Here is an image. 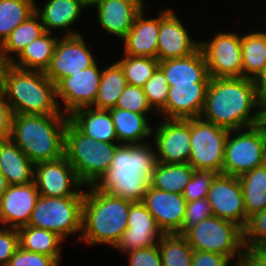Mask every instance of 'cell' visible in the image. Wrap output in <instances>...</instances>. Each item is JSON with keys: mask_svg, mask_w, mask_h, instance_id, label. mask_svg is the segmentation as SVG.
<instances>
[{"mask_svg": "<svg viewBox=\"0 0 266 266\" xmlns=\"http://www.w3.org/2000/svg\"><path fill=\"white\" fill-rule=\"evenodd\" d=\"M200 118L229 131L262 122V104L252 79L210 78Z\"/></svg>", "mask_w": 266, "mask_h": 266, "instance_id": "6da1fadb", "label": "cell"}, {"mask_svg": "<svg viewBox=\"0 0 266 266\" xmlns=\"http://www.w3.org/2000/svg\"><path fill=\"white\" fill-rule=\"evenodd\" d=\"M149 143L120 144L109 169L92 186L133 203L142 202L157 164L155 145Z\"/></svg>", "mask_w": 266, "mask_h": 266, "instance_id": "7a4b0ae2", "label": "cell"}, {"mask_svg": "<svg viewBox=\"0 0 266 266\" xmlns=\"http://www.w3.org/2000/svg\"><path fill=\"white\" fill-rule=\"evenodd\" d=\"M0 88L13 115H67L61 112L56 85L45 72L0 64Z\"/></svg>", "mask_w": 266, "mask_h": 266, "instance_id": "3957f363", "label": "cell"}, {"mask_svg": "<svg viewBox=\"0 0 266 266\" xmlns=\"http://www.w3.org/2000/svg\"><path fill=\"white\" fill-rule=\"evenodd\" d=\"M68 115L14 114L10 139L34 164L64 156Z\"/></svg>", "mask_w": 266, "mask_h": 266, "instance_id": "277c9868", "label": "cell"}, {"mask_svg": "<svg viewBox=\"0 0 266 266\" xmlns=\"http://www.w3.org/2000/svg\"><path fill=\"white\" fill-rule=\"evenodd\" d=\"M82 206V232L84 244H109L112 248L127 229L130 206L133 202L87 186Z\"/></svg>", "mask_w": 266, "mask_h": 266, "instance_id": "5b68a950", "label": "cell"}, {"mask_svg": "<svg viewBox=\"0 0 266 266\" xmlns=\"http://www.w3.org/2000/svg\"><path fill=\"white\" fill-rule=\"evenodd\" d=\"M119 143L97 142L70 121L65 130L64 156L84 186L93 185L110 167Z\"/></svg>", "mask_w": 266, "mask_h": 266, "instance_id": "8992f818", "label": "cell"}, {"mask_svg": "<svg viewBox=\"0 0 266 266\" xmlns=\"http://www.w3.org/2000/svg\"><path fill=\"white\" fill-rule=\"evenodd\" d=\"M266 164V130L258 125L229 131L222 174L239 177Z\"/></svg>", "mask_w": 266, "mask_h": 266, "instance_id": "52a82bcc", "label": "cell"}, {"mask_svg": "<svg viewBox=\"0 0 266 266\" xmlns=\"http://www.w3.org/2000/svg\"><path fill=\"white\" fill-rule=\"evenodd\" d=\"M83 200L84 197H45L40 195L28 226L52 231L63 240L78 233L79 241L82 232Z\"/></svg>", "mask_w": 266, "mask_h": 266, "instance_id": "ba28073f", "label": "cell"}, {"mask_svg": "<svg viewBox=\"0 0 266 266\" xmlns=\"http://www.w3.org/2000/svg\"><path fill=\"white\" fill-rule=\"evenodd\" d=\"M182 236L193 250L218 253L232 261L240 255L244 247L243 229L217 216L204 219Z\"/></svg>", "mask_w": 266, "mask_h": 266, "instance_id": "9c48e42d", "label": "cell"}, {"mask_svg": "<svg viewBox=\"0 0 266 266\" xmlns=\"http://www.w3.org/2000/svg\"><path fill=\"white\" fill-rule=\"evenodd\" d=\"M229 130L202 118H190L191 153L188 163L195 170L222 174L226 137Z\"/></svg>", "mask_w": 266, "mask_h": 266, "instance_id": "30bf717a", "label": "cell"}, {"mask_svg": "<svg viewBox=\"0 0 266 266\" xmlns=\"http://www.w3.org/2000/svg\"><path fill=\"white\" fill-rule=\"evenodd\" d=\"M211 78L242 77L241 35L216 32L211 39L200 40Z\"/></svg>", "mask_w": 266, "mask_h": 266, "instance_id": "8fae6325", "label": "cell"}, {"mask_svg": "<svg viewBox=\"0 0 266 266\" xmlns=\"http://www.w3.org/2000/svg\"><path fill=\"white\" fill-rule=\"evenodd\" d=\"M34 182L45 197H84L85 187L65 156L34 165ZM80 187L81 190L79 189Z\"/></svg>", "mask_w": 266, "mask_h": 266, "instance_id": "7c38bea8", "label": "cell"}, {"mask_svg": "<svg viewBox=\"0 0 266 266\" xmlns=\"http://www.w3.org/2000/svg\"><path fill=\"white\" fill-rule=\"evenodd\" d=\"M98 64L96 61L92 66L67 76L56 84V98L57 101L60 100L58 105L62 113L69 115L76 109L90 107L94 103L102 74V68Z\"/></svg>", "mask_w": 266, "mask_h": 266, "instance_id": "4fadbf2b", "label": "cell"}, {"mask_svg": "<svg viewBox=\"0 0 266 266\" xmlns=\"http://www.w3.org/2000/svg\"><path fill=\"white\" fill-rule=\"evenodd\" d=\"M80 33L60 36L46 76L56 85L61 79L92 66L96 58Z\"/></svg>", "mask_w": 266, "mask_h": 266, "instance_id": "5bb4252c", "label": "cell"}, {"mask_svg": "<svg viewBox=\"0 0 266 266\" xmlns=\"http://www.w3.org/2000/svg\"><path fill=\"white\" fill-rule=\"evenodd\" d=\"M153 127L157 162L188 163L191 153L190 119H163Z\"/></svg>", "mask_w": 266, "mask_h": 266, "instance_id": "9a60e30c", "label": "cell"}, {"mask_svg": "<svg viewBox=\"0 0 266 266\" xmlns=\"http://www.w3.org/2000/svg\"><path fill=\"white\" fill-rule=\"evenodd\" d=\"M207 200L214 216L231 221L242 229L246 227L249 218L238 177L218 174L208 191Z\"/></svg>", "mask_w": 266, "mask_h": 266, "instance_id": "2e32d148", "label": "cell"}, {"mask_svg": "<svg viewBox=\"0 0 266 266\" xmlns=\"http://www.w3.org/2000/svg\"><path fill=\"white\" fill-rule=\"evenodd\" d=\"M186 27L172 9L160 10L159 61L187 57L200 48V40H193Z\"/></svg>", "mask_w": 266, "mask_h": 266, "instance_id": "e0dca14e", "label": "cell"}, {"mask_svg": "<svg viewBox=\"0 0 266 266\" xmlns=\"http://www.w3.org/2000/svg\"><path fill=\"white\" fill-rule=\"evenodd\" d=\"M154 216L142 202H134L130 206L127 229L113 247L126 254L141 248L156 246L163 236Z\"/></svg>", "mask_w": 266, "mask_h": 266, "instance_id": "ac0fdd59", "label": "cell"}, {"mask_svg": "<svg viewBox=\"0 0 266 266\" xmlns=\"http://www.w3.org/2000/svg\"><path fill=\"white\" fill-rule=\"evenodd\" d=\"M142 203L154 216L163 234L181 231L187 205L183 194L164 192L150 185Z\"/></svg>", "mask_w": 266, "mask_h": 266, "instance_id": "d6986e66", "label": "cell"}, {"mask_svg": "<svg viewBox=\"0 0 266 266\" xmlns=\"http://www.w3.org/2000/svg\"><path fill=\"white\" fill-rule=\"evenodd\" d=\"M39 192L35 182L9 185L0 198V223L3 227L27 226L35 208Z\"/></svg>", "mask_w": 266, "mask_h": 266, "instance_id": "ffe728a7", "label": "cell"}, {"mask_svg": "<svg viewBox=\"0 0 266 266\" xmlns=\"http://www.w3.org/2000/svg\"><path fill=\"white\" fill-rule=\"evenodd\" d=\"M208 83L169 86L165 107L158 113L164 119L198 118L205 103Z\"/></svg>", "mask_w": 266, "mask_h": 266, "instance_id": "44dd1931", "label": "cell"}, {"mask_svg": "<svg viewBox=\"0 0 266 266\" xmlns=\"http://www.w3.org/2000/svg\"><path fill=\"white\" fill-rule=\"evenodd\" d=\"M42 6L40 8L35 2V12L39 15L45 32L55 33L54 29H66L62 36L80 34L71 27L80 19L83 10L88 8L82 0H47Z\"/></svg>", "mask_w": 266, "mask_h": 266, "instance_id": "7402d4cb", "label": "cell"}, {"mask_svg": "<svg viewBox=\"0 0 266 266\" xmlns=\"http://www.w3.org/2000/svg\"><path fill=\"white\" fill-rule=\"evenodd\" d=\"M101 29L122 40L132 28L137 14L142 10L128 0H99L93 6Z\"/></svg>", "mask_w": 266, "mask_h": 266, "instance_id": "603a6c76", "label": "cell"}, {"mask_svg": "<svg viewBox=\"0 0 266 266\" xmlns=\"http://www.w3.org/2000/svg\"><path fill=\"white\" fill-rule=\"evenodd\" d=\"M145 12V9H142L137 14L132 28L122 39L124 46L122 54L157 59L160 11L156 17L147 19Z\"/></svg>", "mask_w": 266, "mask_h": 266, "instance_id": "cb8c5ba5", "label": "cell"}, {"mask_svg": "<svg viewBox=\"0 0 266 266\" xmlns=\"http://www.w3.org/2000/svg\"><path fill=\"white\" fill-rule=\"evenodd\" d=\"M159 68L164 72L168 86L209 83L211 78L201 48L187 57L160 61Z\"/></svg>", "mask_w": 266, "mask_h": 266, "instance_id": "d4e9b609", "label": "cell"}, {"mask_svg": "<svg viewBox=\"0 0 266 266\" xmlns=\"http://www.w3.org/2000/svg\"><path fill=\"white\" fill-rule=\"evenodd\" d=\"M68 118L82 134L97 142L118 143L109 110L82 107L71 112Z\"/></svg>", "mask_w": 266, "mask_h": 266, "instance_id": "484cf974", "label": "cell"}, {"mask_svg": "<svg viewBox=\"0 0 266 266\" xmlns=\"http://www.w3.org/2000/svg\"><path fill=\"white\" fill-rule=\"evenodd\" d=\"M34 163L10 139H0V171L8 185L34 181Z\"/></svg>", "mask_w": 266, "mask_h": 266, "instance_id": "4316f807", "label": "cell"}, {"mask_svg": "<svg viewBox=\"0 0 266 266\" xmlns=\"http://www.w3.org/2000/svg\"><path fill=\"white\" fill-rule=\"evenodd\" d=\"M119 144H143L152 137L153 126L149 114H138L120 108L109 109ZM151 136V137H150Z\"/></svg>", "mask_w": 266, "mask_h": 266, "instance_id": "83f0119b", "label": "cell"}, {"mask_svg": "<svg viewBox=\"0 0 266 266\" xmlns=\"http://www.w3.org/2000/svg\"><path fill=\"white\" fill-rule=\"evenodd\" d=\"M59 37L45 32L25 47L10 64L24 70L45 72L51 63Z\"/></svg>", "mask_w": 266, "mask_h": 266, "instance_id": "f1b7e54d", "label": "cell"}, {"mask_svg": "<svg viewBox=\"0 0 266 266\" xmlns=\"http://www.w3.org/2000/svg\"><path fill=\"white\" fill-rule=\"evenodd\" d=\"M44 33L41 19L34 12L19 24L0 46V64H10L25 47Z\"/></svg>", "mask_w": 266, "mask_h": 266, "instance_id": "f546056e", "label": "cell"}, {"mask_svg": "<svg viewBox=\"0 0 266 266\" xmlns=\"http://www.w3.org/2000/svg\"><path fill=\"white\" fill-rule=\"evenodd\" d=\"M17 230L19 245L23 250L53 257L61 264L63 255L61 244L65 241L56 233L28 225Z\"/></svg>", "mask_w": 266, "mask_h": 266, "instance_id": "4dcf8cb0", "label": "cell"}, {"mask_svg": "<svg viewBox=\"0 0 266 266\" xmlns=\"http://www.w3.org/2000/svg\"><path fill=\"white\" fill-rule=\"evenodd\" d=\"M241 47L242 77L253 80L266 65V28L242 34Z\"/></svg>", "mask_w": 266, "mask_h": 266, "instance_id": "1f68e13d", "label": "cell"}, {"mask_svg": "<svg viewBox=\"0 0 266 266\" xmlns=\"http://www.w3.org/2000/svg\"><path fill=\"white\" fill-rule=\"evenodd\" d=\"M244 198L246 216L266 209V164L238 177Z\"/></svg>", "mask_w": 266, "mask_h": 266, "instance_id": "d6a6232c", "label": "cell"}, {"mask_svg": "<svg viewBox=\"0 0 266 266\" xmlns=\"http://www.w3.org/2000/svg\"><path fill=\"white\" fill-rule=\"evenodd\" d=\"M127 85L123 71L117 62L102 69L97 96L90 106L95 109L109 110L116 107L121 93Z\"/></svg>", "mask_w": 266, "mask_h": 266, "instance_id": "836d02e7", "label": "cell"}, {"mask_svg": "<svg viewBox=\"0 0 266 266\" xmlns=\"http://www.w3.org/2000/svg\"><path fill=\"white\" fill-rule=\"evenodd\" d=\"M195 169L189 163L164 164L157 162L151 186L164 192L183 194Z\"/></svg>", "mask_w": 266, "mask_h": 266, "instance_id": "e575fe53", "label": "cell"}, {"mask_svg": "<svg viewBox=\"0 0 266 266\" xmlns=\"http://www.w3.org/2000/svg\"><path fill=\"white\" fill-rule=\"evenodd\" d=\"M35 0H0V46L35 12Z\"/></svg>", "mask_w": 266, "mask_h": 266, "instance_id": "d590c367", "label": "cell"}, {"mask_svg": "<svg viewBox=\"0 0 266 266\" xmlns=\"http://www.w3.org/2000/svg\"><path fill=\"white\" fill-rule=\"evenodd\" d=\"M157 245L163 266H191L194 250L182 235L164 234Z\"/></svg>", "mask_w": 266, "mask_h": 266, "instance_id": "8d00e7d4", "label": "cell"}, {"mask_svg": "<svg viewBox=\"0 0 266 266\" xmlns=\"http://www.w3.org/2000/svg\"><path fill=\"white\" fill-rule=\"evenodd\" d=\"M116 62L120 65L127 84L143 87L159 67V60L152 57L123 54Z\"/></svg>", "mask_w": 266, "mask_h": 266, "instance_id": "74e56055", "label": "cell"}, {"mask_svg": "<svg viewBox=\"0 0 266 266\" xmlns=\"http://www.w3.org/2000/svg\"><path fill=\"white\" fill-rule=\"evenodd\" d=\"M142 88L151 108L158 114L168 98L169 86L164 72L158 67Z\"/></svg>", "mask_w": 266, "mask_h": 266, "instance_id": "f35d334b", "label": "cell"}, {"mask_svg": "<svg viewBox=\"0 0 266 266\" xmlns=\"http://www.w3.org/2000/svg\"><path fill=\"white\" fill-rule=\"evenodd\" d=\"M116 108L138 114H158L151 108L142 87L127 84L116 103ZM153 111V112H151Z\"/></svg>", "mask_w": 266, "mask_h": 266, "instance_id": "ab89813d", "label": "cell"}, {"mask_svg": "<svg viewBox=\"0 0 266 266\" xmlns=\"http://www.w3.org/2000/svg\"><path fill=\"white\" fill-rule=\"evenodd\" d=\"M245 247L266 249V209L249 217L243 229Z\"/></svg>", "mask_w": 266, "mask_h": 266, "instance_id": "60d3db41", "label": "cell"}, {"mask_svg": "<svg viewBox=\"0 0 266 266\" xmlns=\"http://www.w3.org/2000/svg\"><path fill=\"white\" fill-rule=\"evenodd\" d=\"M218 173L213 171L195 170L190 181L185 186L183 197L187 202L207 198L211 184Z\"/></svg>", "mask_w": 266, "mask_h": 266, "instance_id": "b9f144b4", "label": "cell"}, {"mask_svg": "<svg viewBox=\"0 0 266 266\" xmlns=\"http://www.w3.org/2000/svg\"><path fill=\"white\" fill-rule=\"evenodd\" d=\"M211 216L214 214L207 198L187 202L182 229L178 234L183 235L189 228Z\"/></svg>", "mask_w": 266, "mask_h": 266, "instance_id": "7bdbcfd3", "label": "cell"}, {"mask_svg": "<svg viewBox=\"0 0 266 266\" xmlns=\"http://www.w3.org/2000/svg\"><path fill=\"white\" fill-rule=\"evenodd\" d=\"M7 266H60V263L53 257L29 252L19 247Z\"/></svg>", "mask_w": 266, "mask_h": 266, "instance_id": "ee69618b", "label": "cell"}, {"mask_svg": "<svg viewBox=\"0 0 266 266\" xmlns=\"http://www.w3.org/2000/svg\"><path fill=\"white\" fill-rule=\"evenodd\" d=\"M19 247L18 230L9 227L0 228V266H7Z\"/></svg>", "mask_w": 266, "mask_h": 266, "instance_id": "f6af8a7d", "label": "cell"}, {"mask_svg": "<svg viewBox=\"0 0 266 266\" xmlns=\"http://www.w3.org/2000/svg\"><path fill=\"white\" fill-rule=\"evenodd\" d=\"M128 266H163L158 245L126 253Z\"/></svg>", "mask_w": 266, "mask_h": 266, "instance_id": "bcb514c9", "label": "cell"}, {"mask_svg": "<svg viewBox=\"0 0 266 266\" xmlns=\"http://www.w3.org/2000/svg\"><path fill=\"white\" fill-rule=\"evenodd\" d=\"M232 260L214 252L194 250L191 266H232Z\"/></svg>", "mask_w": 266, "mask_h": 266, "instance_id": "7dc6e473", "label": "cell"}, {"mask_svg": "<svg viewBox=\"0 0 266 266\" xmlns=\"http://www.w3.org/2000/svg\"><path fill=\"white\" fill-rule=\"evenodd\" d=\"M12 110L6 101L5 95L0 88V139H8L11 136Z\"/></svg>", "mask_w": 266, "mask_h": 266, "instance_id": "c3c4849f", "label": "cell"}, {"mask_svg": "<svg viewBox=\"0 0 266 266\" xmlns=\"http://www.w3.org/2000/svg\"><path fill=\"white\" fill-rule=\"evenodd\" d=\"M258 98L263 104L266 102V65L261 72L253 79Z\"/></svg>", "mask_w": 266, "mask_h": 266, "instance_id": "681fc988", "label": "cell"}, {"mask_svg": "<svg viewBox=\"0 0 266 266\" xmlns=\"http://www.w3.org/2000/svg\"><path fill=\"white\" fill-rule=\"evenodd\" d=\"M8 183L3 173L0 171V198L8 188Z\"/></svg>", "mask_w": 266, "mask_h": 266, "instance_id": "f907efd6", "label": "cell"}, {"mask_svg": "<svg viewBox=\"0 0 266 266\" xmlns=\"http://www.w3.org/2000/svg\"><path fill=\"white\" fill-rule=\"evenodd\" d=\"M261 124L264 126L266 130V102L262 104V122Z\"/></svg>", "mask_w": 266, "mask_h": 266, "instance_id": "816d5d0a", "label": "cell"}, {"mask_svg": "<svg viewBox=\"0 0 266 266\" xmlns=\"http://www.w3.org/2000/svg\"><path fill=\"white\" fill-rule=\"evenodd\" d=\"M128 1L135 2L141 9H145L146 8L144 0H128Z\"/></svg>", "mask_w": 266, "mask_h": 266, "instance_id": "f5cc1de1", "label": "cell"}, {"mask_svg": "<svg viewBox=\"0 0 266 266\" xmlns=\"http://www.w3.org/2000/svg\"><path fill=\"white\" fill-rule=\"evenodd\" d=\"M88 7H90V8H88V9H91L92 8V6L97 2V1H99V0H82Z\"/></svg>", "mask_w": 266, "mask_h": 266, "instance_id": "db71d44e", "label": "cell"}]
</instances>
